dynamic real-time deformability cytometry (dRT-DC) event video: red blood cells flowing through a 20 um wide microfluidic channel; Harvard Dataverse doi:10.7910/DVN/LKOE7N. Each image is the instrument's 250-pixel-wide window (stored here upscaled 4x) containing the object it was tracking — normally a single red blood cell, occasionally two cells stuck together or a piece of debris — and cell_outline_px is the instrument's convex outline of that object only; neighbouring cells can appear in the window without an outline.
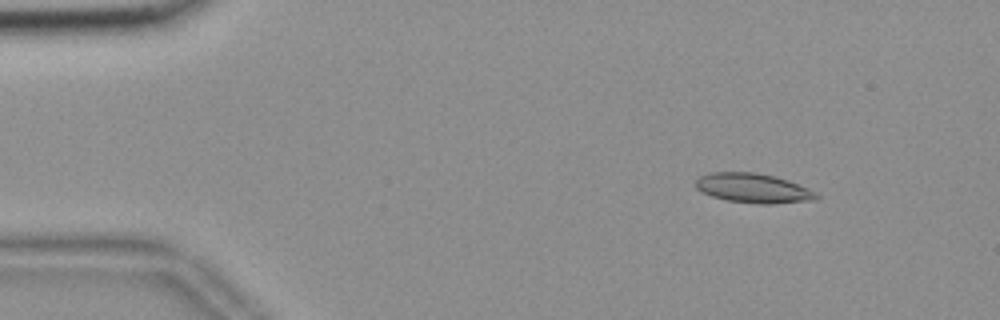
{"species": "common noctule bat (a hibernating species)", "species_latin": "Nyctalus noctula", "temperature_condition": "room temperature", "stored_images_in_passage": 54, "camera_frame_rate_fps": 3000, "um_per_image_px": 0.085, "animal": {"sex": "female", "body_mass_g": 18.4}, "frame": {"image": 1, "passage_image": 5, "time_ms": 1.333, "image_size_px": [1000, 320], "cell_outline_px": [[820, 196], [816, 200], [772, 204], [760, 204], [724, 200], [712, 196], [696, 188], [696, 180], [700, 176], [708, 172], [756, 172], [776, 176], [788, 180], [808, 188], [816, 192]], "centroid_in_image_um": [64.05, 15.99], "position_along_channel_um": 21.0, "area_um2": 20.92}}
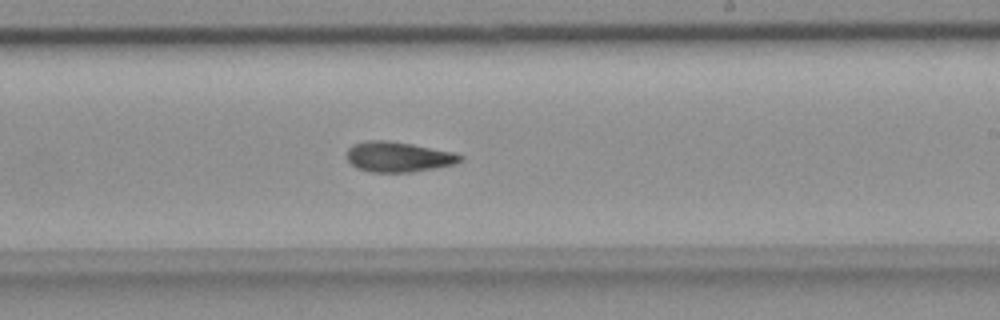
{"frame": {"image": 2, "passage_image": 31, "time_ms": 10.0, "image_size_px": [1000, 320], "cell_outline_px": [[464, 160], [452, 164], [412, 172], [372, 172], [356, 168], [348, 160], [348, 148], [352, 144], [364, 140], [388, 140], [412, 144], [456, 152], [464, 156]], "centroid_in_image_um": [33.86, 13.32], "position_along_channel_um": 255.1, "area_um2": 20.06}}
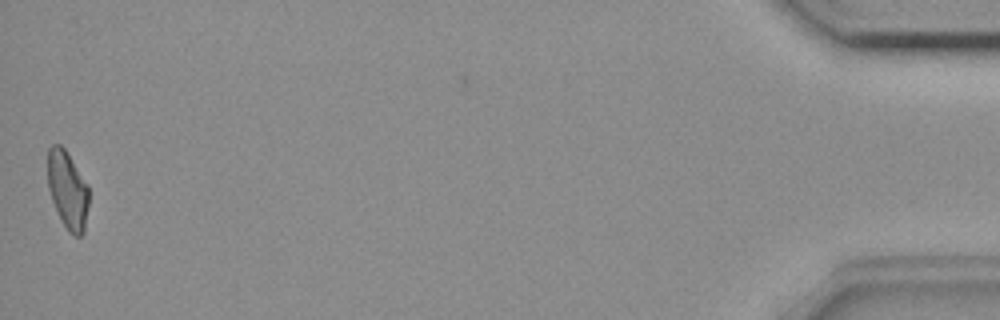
{"frame": {"image": 3, "passage_image": 53, "time_ms": 17.333, "image_size_px": [1000, 320], "cell_outline_px": [[88, 204], [84, 232], [80, 236], [72, 236], [68, 232], [52, 200], [48, 188], [48, 148], [52, 144], [60, 144], [64, 148], [88, 184]], "centroid_in_image_um": [5.75, 16.14], "position_along_channel_um": 429.5, "area_um2": 18.5}, "authors_computed_cell_mechanics": {"area_um2": 19.8254, "velocity_mm_per_s": 3.6705, "shape_relaxation_time_tau1_ms": null, "shape_relaxation_time_tau2_ms": 5.882, "deformation_change_tau1": null, "deformation_change_tau2": 0.1395}}